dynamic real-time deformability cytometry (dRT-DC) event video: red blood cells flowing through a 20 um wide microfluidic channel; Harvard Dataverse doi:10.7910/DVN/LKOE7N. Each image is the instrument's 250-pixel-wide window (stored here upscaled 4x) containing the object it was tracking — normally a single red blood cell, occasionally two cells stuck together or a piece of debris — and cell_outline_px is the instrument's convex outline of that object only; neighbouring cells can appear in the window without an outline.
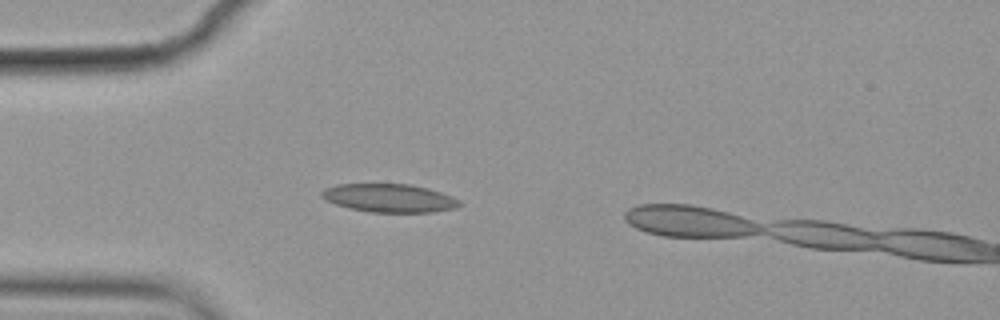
{"species": "common noctule bat (a hibernating species)", "species_latin": "Nyctalus noctula", "temperature_condition": "cold", "stored_images_in_passage": 8, "camera_frame_rate_fps": 3000, "um_per_image_px": 0.085, "animal": {"sex": "female", "body_mass_g": 19.9}, "frame": {"image": 1, "passage_image": 6, "time_ms": 1.667, "image_size_px": [1000, 320], "cell_outline_px": [[464, 204], [456, 208], [432, 212], [368, 212], [348, 208], [336, 204], [320, 196], [320, 192], [324, 188], [336, 184], [408, 184], [428, 188], [452, 196], [460, 200]], "centroid_in_image_um": [33.1, 16.83], "position_along_channel_um": 51.9, "area_um2": 22.89}}